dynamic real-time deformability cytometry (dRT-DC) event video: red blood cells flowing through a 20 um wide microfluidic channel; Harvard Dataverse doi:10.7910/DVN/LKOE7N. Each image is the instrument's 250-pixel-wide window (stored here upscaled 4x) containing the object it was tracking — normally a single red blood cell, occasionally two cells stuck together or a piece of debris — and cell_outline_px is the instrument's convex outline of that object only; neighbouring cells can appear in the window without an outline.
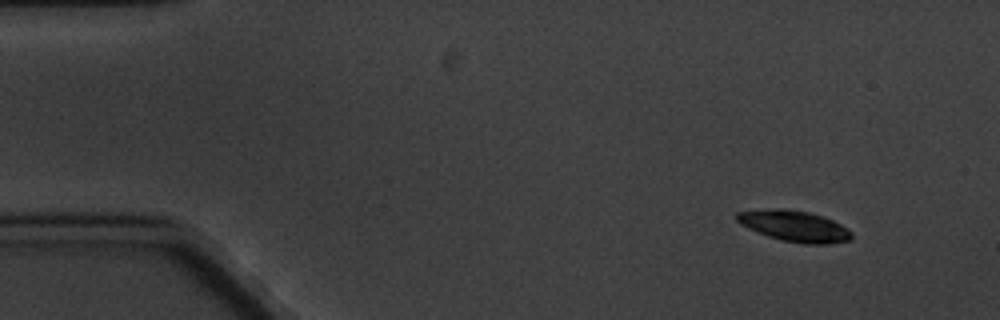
{"species": "common noctule bat (a hibernating species)", "species_latin": "Nyctalus noctula", "temperature_condition": "cold", "stored_images_in_passage": 9, "camera_frame_rate_fps": 3000, "um_per_image_px": 0.085, "animal": {"sex": "male", "body_mass_g": 20.1, "forearm_length_mm": 53.5}, "frame": {"image": 1, "passage_image": 2, "time_ms": 2.0, "image_size_px": [1000, 320], "cell_outline_px": [[852, 240], [828, 244], [804, 244], [780, 240], [756, 232], [740, 224], [736, 220], [736, 212], [776, 208], [784, 208], [808, 212], [832, 220], [840, 224], [852, 232]], "centroid_in_image_um": [67.51, 19.23], "position_along_channel_um": 17.5, "area_um2": 20.75}}